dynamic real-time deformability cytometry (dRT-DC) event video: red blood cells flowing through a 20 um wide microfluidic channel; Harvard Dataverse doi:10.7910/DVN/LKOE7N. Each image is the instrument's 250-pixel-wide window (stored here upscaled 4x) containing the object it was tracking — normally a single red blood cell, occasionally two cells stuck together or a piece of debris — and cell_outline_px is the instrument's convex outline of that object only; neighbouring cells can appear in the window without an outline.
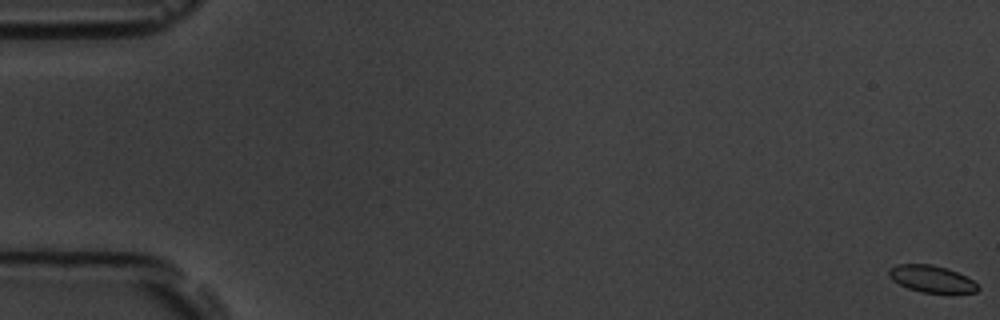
{"species": "common noctule bat (a hibernating species)", "species_latin": "Nyctalus noctula", "temperature_condition": "room temperature", "stored_images_in_passage": 6, "camera_frame_rate_fps": 3000, "um_per_image_px": 0.085, "animal": {"sex": "male", "body_mass_g": 19.5, "forearm_length_mm": 54.6}, "frame": {"image": 1, "passage_image": 1, "time_ms": 0.0, "image_size_px": [1000, 320], "cell_outline_px": [[980, 288], [976, 292], [920, 292], [908, 288], [892, 280], [888, 276], [888, 268], [896, 264], [932, 264], [956, 272], [972, 280]], "centroid_in_image_um": [79.11, 23.69], "position_along_channel_um": 5.9, "area_um2": 13.7}}
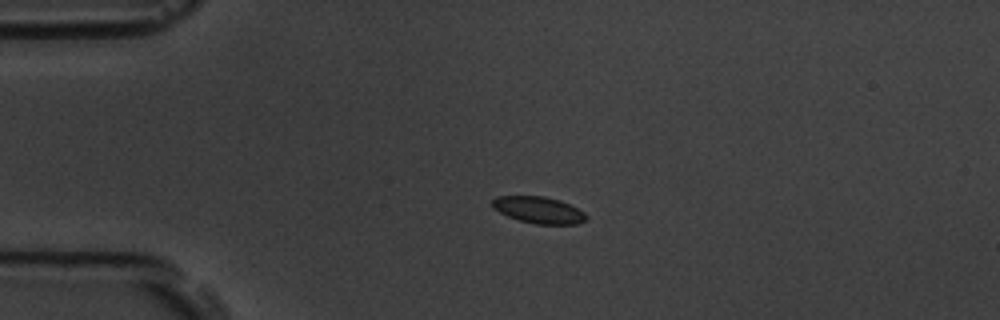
{"frame": {"image": 2, "passage_image": 5, "time_ms": 4.667, "image_size_px": [1000, 320], "cell_outline_px": [[588, 220], [576, 224], [536, 224], [520, 220], [508, 216], [492, 208], [492, 200], [496, 196], [544, 196], [560, 200], [584, 212], [588, 216]], "centroid_in_image_um": [45.8, 17.85], "position_along_channel_um": 39.2, "area_um2": 14.57}}